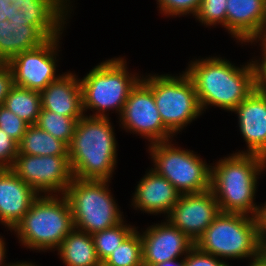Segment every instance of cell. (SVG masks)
Returning a JSON list of instances; mask_svg holds the SVG:
<instances>
[{"label":"cell","mask_w":266,"mask_h":266,"mask_svg":"<svg viewBox=\"0 0 266 266\" xmlns=\"http://www.w3.org/2000/svg\"><path fill=\"white\" fill-rule=\"evenodd\" d=\"M189 63L185 72L194 83L202 111L210 105L232 112L256 88L253 60L241 67L216 56Z\"/></svg>","instance_id":"1"},{"label":"cell","mask_w":266,"mask_h":266,"mask_svg":"<svg viewBox=\"0 0 266 266\" xmlns=\"http://www.w3.org/2000/svg\"><path fill=\"white\" fill-rule=\"evenodd\" d=\"M109 118L84 115L78 120L68 146L74 178L111 180L117 165V141Z\"/></svg>","instance_id":"2"},{"label":"cell","mask_w":266,"mask_h":266,"mask_svg":"<svg viewBox=\"0 0 266 266\" xmlns=\"http://www.w3.org/2000/svg\"><path fill=\"white\" fill-rule=\"evenodd\" d=\"M265 168L266 159L262 156L239 153L221 158L211 166L210 189L220 211L255 217L257 180Z\"/></svg>","instance_id":"3"},{"label":"cell","mask_w":266,"mask_h":266,"mask_svg":"<svg viewBox=\"0 0 266 266\" xmlns=\"http://www.w3.org/2000/svg\"><path fill=\"white\" fill-rule=\"evenodd\" d=\"M60 196V197H59ZM39 195L12 230L21 245L37 251L57 250L74 229L73 216L64 194Z\"/></svg>","instance_id":"4"},{"label":"cell","mask_w":266,"mask_h":266,"mask_svg":"<svg viewBox=\"0 0 266 266\" xmlns=\"http://www.w3.org/2000/svg\"><path fill=\"white\" fill-rule=\"evenodd\" d=\"M141 78L128 71L124 58H111L99 63L79 79L84 115L90 109L95 114L89 117L106 118V112L115 109L120 116L130 91Z\"/></svg>","instance_id":"5"},{"label":"cell","mask_w":266,"mask_h":266,"mask_svg":"<svg viewBox=\"0 0 266 266\" xmlns=\"http://www.w3.org/2000/svg\"><path fill=\"white\" fill-rule=\"evenodd\" d=\"M195 246L222 260H252L263 253L255 217L241 213L220 212Z\"/></svg>","instance_id":"6"},{"label":"cell","mask_w":266,"mask_h":266,"mask_svg":"<svg viewBox=\"0 0 266 266\" xmlns=\"http://www.w3.org/2000/svg\"><path fill=\"white\" fill-rule=\"evenodd\" d=\"M109 182L73 177L64 195L70 205L74 228L92 235L123 221L124 215L110 193Z\"/></svg>","instance_id":"7"},{"label":"cell","mask_w":266,"mask_h":266,"mask_svg":"<svg viewBox=\"0 0 266 266\" xmlns=\"http://www.w3.org/2000/svg\"><path fill=\"white\" fill-rule=\"evenodd\" d=\"M141 79L151 88L163 124L174 135L202 115L194 83L185 71L179 76L149 74Z\"/></svg>","instance_id":"8"},{"label":"cell","mask_w":266,"mask_h":266,"mask_svg":"<svg viewBox=\"0 0 266 266\" xmlns=\"http://www.w3.org/2000/svg\"><path fill=\"white\" fill-rule=\"evenodd\" d=\"M171 141L149 145L154 166L151 169L166 178L181 195L210 189L211 165L194 151L176 147Z\"/></svg>","instance_id":"9"},{"label":"cell","mask_w":266,"mask_h":266,"mask_svg":"<svg viewBox=\"0 0 266 266\" xmlns=\"http://www.w3.org/2000/svg\"><path fill=\"white\" fill-rule=\"evenodd\" d=\"M119 120L125 130L141 135L150 144L173 140L174 134L163 124L151 88L142 79L130 91Z\"/></svg>","instance_id":"10"},{"label":"cell","mask_w":266,"mask_h":266,"mask_svg":"<svg viewBox=\"0 0 266 266\" xmlns=\"http://www.w3.org/2000/svg\"><path fill=\"white\" fill-rule=\"evenodd\" d=\"M11 170L39 195L65 194L73 179L69 156L18 154Z\"/></svg>","instance_id":"11"},{"label":"cell","mask_w":266,"mask_h":266,"mask_svg":"<svg viewBox=\"0 0 266 266\" xmlns=\"http://www.w3.org/2000/svg\"><path fill=\"white\" fill-rule=\"evenodd\" d=\"M60 38L48 39L35 49L15 55L7 63L12 71L14 85L40 92L61 76L56 74Z\"/></svg>","instance_id":"12"},{"label":"cell","mask_w":266,"mask_h":266,"mask_svg":"<svg viewBox=\"0 0 266 266\" xmlns=\"http://www.w3.org/2000/svg\"><path fill=\"white\" fill-rule=\"evenodd\" d=\"M220 212L215 195L208 189L180 195L165 220L196 242Z\"/></svg>","instance_id":"13"},{"label":"cell","mask_w":266,"mask_h":266,"mask_svg":"<svg viewBox=\"0 0 266 266\" xmlns=\"http://www.w3.org/2000/svg\"><path fill=\"white\" fill-rule=\"evenodd\" d=\"M141 235L143 266L178 259L195 246L185 233L168 220L149 226Z\"/></svg>","instance_id":"14"},{"label":"cell","mask_w":266,"mask_h":266,"mask_svg":"<svg viewBox=\"0 0 266 266\" xmlns=\"http://www.w3.org/2000/svg\"><path fill=\"white\" fill-rule=\"evenodd\" d=\"M232 112L238 116L240 134L248 148L236 153L266 159V98L255 88Z\"/></svg>","instance_id":"15"},{"label":"cell","mask_w":266,"mask_h":266,"mask_svg":"<svg viewBox=\"0 0 266 266\" xmlns=\"http://www.w3.org/2000/svg\"><path fill=\"white\" fill-rule=\"evenodd\" d=\"M38 196L11 169H0V223L11 232Z\"/></svg>","instance_id":"16"},{"label":"cell","mask_w":266,"mask_h":266,"mask_svg":"<svg viewBox=\"0 0 266 266\" xmlns=\"http://www.w3.org/2000/svg\"><path fill=\"white\" fill-rule=\"evenodd\" d=\"M226 30L241 44L253 43L266 21V0H227Z\"/></svg>","instance_id":"17"},{"label":"cell","mask_w":266,"mask_h":266,"mask_svg":"<svg viewBox=\"0 0 266 266\" xmlns=\"http://www.w3.org/2000/svg\"><path fill=\"white\" fill-rule=\"evenodd\" d=\"M180 195L166 178L150 169L137 184L132 205L147 214L162 213L168 216Z\"/></svg>","instance_id":"18"},{"label":"cell","mask_w":266,"mask_h":266,"mask_svg":"<svg viewBox=\"0 0 266 266\" xmlns=\"http://www.w3.org/2000/svg\"><path fill=\"white\" fill-rule=\"evenodd\" d=\"M68 3L71 5L70 0H19L18 13H22L29 25L51 39L62 36L68 13L73 10Z\"/></svg>","instance_id":"19"},{"label":"cell","mask_w":266,"mask_h":266,"mask_svg":"<svg viewBox=\"0 0 266 266\" xmlns=\"http://www.w3.org/2000/svg\"><path fill=\"white\" fill-rule=\"evenodd\" d=\"M48 39L35 27L29 25L22 13L0 20V58L8 63L15 55L35 49Z\"/></svg>","instance_id":"20"},{"label":"cell","mask_w":266,"mask_h":266,"mask_svg":"<svg viewBox=\"0 0 266 266\" xmlns=\"http://www.w3.org/2000/svg\"><path fill=\"white\" fill-rule=\"evenodd\" d=\"M40 96L41 109L72 118L84 116L81 84L76 74H62L40 91Z\"/></svg>","instance_id":"21"},{"label":"cell","mask_w":266,"mask_h":266,"mask_svg":"<svg viewBox=\"0 0 266 266\" xmlns=\"http://www.w3.org/2000/svg\"><path fill=\"white\" fill-rule=\"evenodd\" d=\"M57 251L66 266H98L101 262L92 236L76 228L64 238Z\"/></svg>","instance_id":"22"},{"label":"cell","mask_w":266,"mask_h":266,"mask_svg":"<svg viewBox=\"0 0 266 266\" xmlns=\"http://www.w3.org/2000/svg\"><path fill=\"white\" fill-rule=\"evenodd\" d=\"M18 154L68 156V146L38 125H29L18 142Z\"/></svg>","instance_id":"23"},{"label":"cell","mask_w":266,"mask_h":266,"mask_svg":"<svg viewBox=\"0 0 266 266\" xmlns=\"http://www.w3.org/2000/svg\"><path fill=\"white\" fill-rule=\"evenodd\" d=\"M3 106L29 125L36 124L41 111L40 92L14 85L4 100Z\"/></svg>","instance_id":"24"},{"label":"cell","mask_w":266,"mask_h":266,"mask_svg":"<svg viewBox=\"0 0 266 266\" xmlns=\"http://www.w3.org/2000/svg\"><path fill=\"white\" fill-rule=\"evenodd\" d=\"M111 266H143L141 235L135 228L104 260Z\"/></svg>","instance_id":"25"},{"label":"cell","mask_w":266,"mask_h":266,"mask_svg":"<svg viewBox=\"0 0 266 266\" xmlns=\"http://www.w3.org/2000/svg\"><path fill=\"white\" fill-rule=\"evenodd\" d=\"M79 119L41 109L36 125L69 146Z\"/></svg>","instance_id":"26"},{"label":"cell","mask_w":266,"mask_h":266,"mask_svg":"<svg viewBox=\"0 0 266 266\" xmlns=\"http://www.w3.org/2000/svg\"><path fill=\"white\" fill-rule=\"evenodd\" d=\"M123 220L119 224L92 234L94 246L99 260L104 261L136 228L132 225L124 224Z\"/></svg>","instance_id":"27"},{"label":"cell","mask_w":266,"mask_h":266,"mask_svg":"<svg viewBox=\"0 0 266 266\" xmlns=\"http://www.w3.org/2000/svg\"><path fill=\"white\" fill-rule=\"evenodd\" d=\"M227 0H202L195 18L204 26L221 25L226 28Z\"/></svg>","instance_id":"28"},{"label":"cell","mask_w":266,"mask_h":266,"mask_svg":"<svg viewBox=\"0 0 266 266\" xmlns=\"http://www.w3.org/2000/svg\"><path fill=\"white\" fill-rule=\"evenodd\" d=\"M202 0H157L160 13L169 16H184L191 14L195 17Z\"/></svg>","instance_id":"29"},{"label":"cell","mask_w":266,"mask_h":266,"mask_svg":"<svg viewBox=\"0 0 266 266\" xmlns=\"http://www.w3.org/2000/svg\"><path fill=\"white\" fill-rule=\"evenodd\" d=\"M28 126L26 121L16 116L5 106L0 105V128L16 142L21 140Z\"/></svg>","instance_id":"30"},{"label":"cell","mask_w":266,"mask_h":266,"mask_svg":"<svg viewBox=\"0 0 266 266\" xmlns=\"http://www.w3.org/2000/svg\"><path fill=\"white\" fill-rule=\"evenodd\" d=\"M18 155V142L0 128V169H11Z\"/></svg>","instance_id":"31"},{"label":"cell","mask_w":266,"mask_h":266,"mask_svg":"<svg viewBox=\"0 0 266 266\" xmlns=\"http://www.w3.org/2000/svg\"><path fill=\"white\" fill-rule=\"evenodd\" d=\"M185 266H231L221 258L202 252L194 246L185 256Z\"/></svg>","instance_id":"32"},{"label":"cell","mask_w":266,"mask_h":266,"mask_svg":"<svg viewBox=\"0 0 266 266\" xmlns=\"http://www.w3.org/2000/svg\"><path fill=\"white\" fill-rule=\"evenodd\" d=\"M14 86L12 71L7 63L0 67V105H3L8 93Z\"/></svg>","instance_id":"33"},{"label":"cell","mask_w":266,"mask_h":266,"mask_svg":"<svg viewBox=\"0 0 266 266\" xmlns=\"http://www.w3.org/2000/svg\"><path fill=\"white\" fill-rule=\"evenodd\" d=\"M256 89L266 98V60H255Z\"/></svg>","instance_id":"34"},{"label":"cell","mask_w":266,"mask_h":266,"mask_svg":"<svg viewBox=\"0 0 266 266\" xmlns=\"http://www.w3.org/2000/svg\"><path fill=\"white\" fill-rule=\"evenodd\" d=\"M258 236L263 247L266 245V202L258 205L257 214L255 215Z\"/></svg>","instance_id":"35"},{"label":"cell","mask_w":266,"mask_h":266,"mask_svg":"<svg viewBox=\"0 0 266 266\" xmlns=\"http://www.w3.org/2000/svg\"><path fill=\"white\" fill-rule=\"evenodd\" d=\"M18 8L10 0H0V20L5 16H14Z\"/></svg>","instance_id":"36"},{"label":"cell","mask_w":266,"mask_h":266,"mask_svg":"<svg viewBox=\"0 0 266 266\" xmlns=\"http://www.w3.org/2000/svg\"><path fill=\"white\" fill-rule=\"evenodd\" d=\"M261 44H259L261 46V49L262 50V59L266 60V21H265V25L263 27V30L261 32V34L254 40V45H255V42H259Z\"/></svg>","instance_id":"37"},{"label":"cell","mask_w":266,"mask_h":266,"mask_svg":"<svg viewBox=\"0 0 266 266\" xmlns=\"http://www.w3.org/2000/svg\"><path fill=\"white\" fill-rule=\"evenodd\" d=\"M6 243H5V241L3 240V238H2V236H0V266H14L15 265V263H9V264H6L4 261H6L5 260V258H6ZM6 264V265H5Z\"/></svg>","instance_id":"38"},{"label":"cell","mask_w":266,"mask_h":266,"mask_svg":"<svg viewBox=\"0 0 266 266\" xmlns=\"http://www.w3.org/2000/svg\"><path fill=\"white\" fill-rule=\"evenodd\" d=\"M183 259H173L170 261H165L162 263H158L152 266H185V257H182ZM179 261V262H178Z\"/></svg>","instance_id":"39"},{"label":"cell","mask_w":266,"mask_h":266,"mask_svg":"<svg viewBox=\"0 0 266 266\" xmlns=\"http://www.w3.org/2000/svg\"><path fill=\"white\" fill-rule=\"evenodd\" d=\"M250 261L248 266H266V254L263 252L260 256Z\"/></svg>","instance_id":"40"},{"label":"cell","mask_w":266,"mask_h":266,"mask_svg":"<svg viewBox=\"0 0 266 266\" xmlns=\"http://www.w3.org/2000/svg\"><path fill=\"white\" fill-rule=\"evenodd\" d=\"M14 266H37V265H35V264L31 263V262L28 263L27 261H25V262H23V261L19 262L18 261V262L15 263Z\"/></svg>","instance_id":"41"},{"label":"cell","mask_w":266,"mask_h":266,"mask_svg":"<svg viewBox=\"0 0 266 266\" xmlns=\"http://www.w3.org/2000/svg\"><path fill=\"white\" fill-rule=\"evenodd\" d=\"M10 1H12V5L19 8V0H10Z\"/></svg>","instance_id":"42"},{"label":"cell","mask_w":266,"mask_h":266,"mask_svg":"<svg viewBox=\"0 0 266 266\" xmlns=\"http://www.w3.org/2000/svg\"><path fill=\"white\" fill-rule=\"evenodd\" d=\"M98 266H111V265H109V264L105 263L104 261H102V262L99 263Z\"/></svg>","instance_id":"43"},{"label":"cell","mask_w":266,"mask_h":266,"mask_svg":"<svg viewBox=\"0 0 266 266\" xmlns=\"http://www.w3.org/2000/svg\"><path fill=\"white\" fill-rule=\"evenodd\" d=\"M3 64H5L3 61H2V59L0 58V67L3 65Z\"/></svg>","instance_id":"44"},{"label":"cell","mask_w":266,"mask_h":266,"mask_svg":"<svg viewBox=\"0 0 266 266\" xmlns=\"http://www.w3.org/2000/svg\"><path fill=\"white\" fill-rule=\"evenodd\" d=\"M263 252L266 254V245L263 247Z\"/></svg>","instance_id":"45"}]
</instances>
